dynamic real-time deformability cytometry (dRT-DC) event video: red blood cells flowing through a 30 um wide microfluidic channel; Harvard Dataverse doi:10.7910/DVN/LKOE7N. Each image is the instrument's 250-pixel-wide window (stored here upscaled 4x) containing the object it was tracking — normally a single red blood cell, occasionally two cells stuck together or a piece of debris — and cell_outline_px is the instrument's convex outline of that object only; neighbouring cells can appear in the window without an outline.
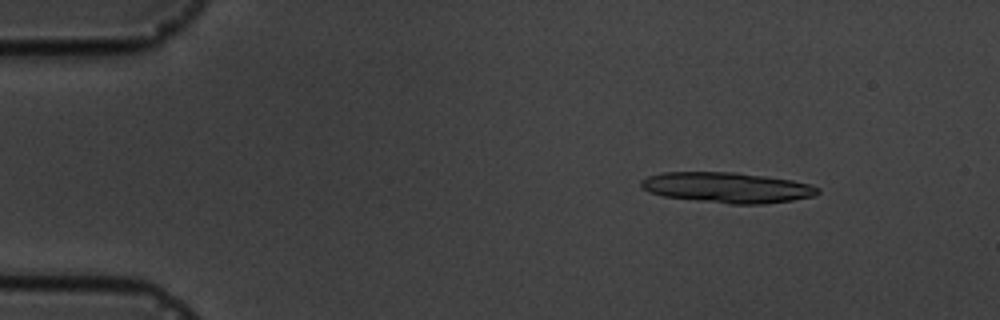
{"species": "common noctule bat (a hibernating species)", "species_latin": "Nyctalus noctula", "temperature_condition": "cold", "stored_images_in_passage": 3, "camera_frame_rate_fps": 3000, "um_per_image_px": 0.085, "animal": {"sex": "male", "body_mass_g": 19.5, "forearm_length_mm": 54.6}, "frame": {"image": 1, "passage_image": 1, "time_ms": 0.0, "image_size_px": [1000, 320], "cell_outline_px": [[820, 192], [816, 196], [792, 200], [764, 204], [732, 204], [664, 196], [648, 192], [640, 184], [640, 180], [648, 176], [664, 172], [736, 172], [792, 180], [808, 184], [820, 188]], "centroid_in_image_um": [61.83, 15.94], "position_along_channel_um": 23.2, "area_um2": 31.27}}